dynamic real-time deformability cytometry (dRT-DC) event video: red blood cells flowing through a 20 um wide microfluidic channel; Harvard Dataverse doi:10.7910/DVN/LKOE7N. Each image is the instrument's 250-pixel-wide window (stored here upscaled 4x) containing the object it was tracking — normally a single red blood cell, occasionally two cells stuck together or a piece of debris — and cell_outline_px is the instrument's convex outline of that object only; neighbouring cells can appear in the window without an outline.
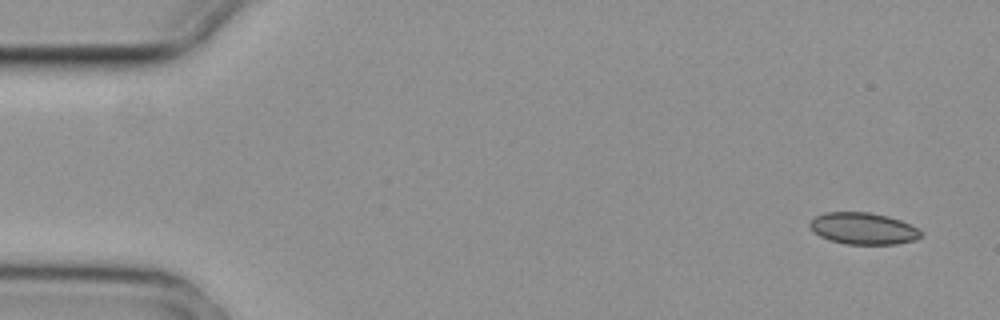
{"species": "common noctule bat (a hibernating species)", "species_latin": "Nyctalus noctula", "temperature_condition": "cold", "stored_images_in_passage": 5, "segment_of_instrument_passage": [1, 2], "camera_frame_rate_fps": 3000, "um_per_image_px": 0.085, "animal": {"sex": "female", "body_mass_g": 29.2, "forearm_length_mm": 56.3}, "frame": {"image": 1, "passage_image": 1, "time_ms": 0.0, "image_size_px": [1000, 320], "cell_outline_px": [[924, 232], [916, 240], [896, 244], [844, 244], [828, 240], [812, 232], [808, 224], [816, 216], [824, 212], [868, 212], [888, 216], [900, 220]], "centroid_in_image_um": [73.34, 19.43], "position_along_channel_um": 11.7, "area_um2": 20.63}}
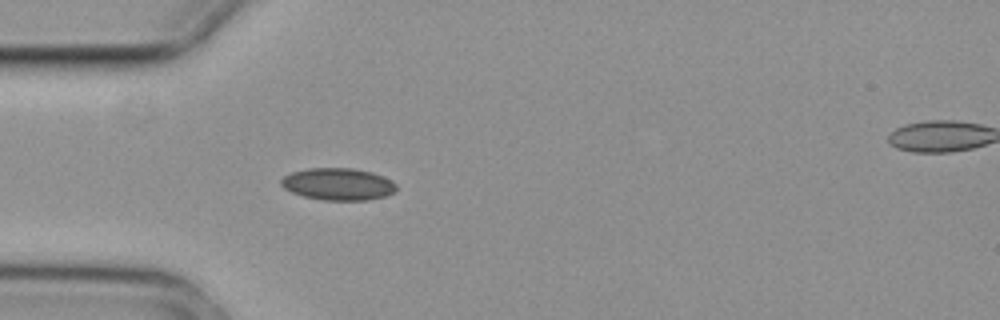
{"frame": {"image": 2, "passage_image": 4, "time_ms": 1.0, "image_size_px": [1000, 320], "cell_outline_px": [[396, 192], [388, 196], [368, 200], [320, 200], [304, 196], [292, 192], [284, 188], [280, 184], [280, 180], [284, 176], [292, 172], [308, 168], [352, 168], [372, 172], [384, 176], [392, 180], [396, 184]], "centroid_in_image_um": [28.77, 15.65], "position_along_channel_um": 56.2, "area_um2": 21.79}}